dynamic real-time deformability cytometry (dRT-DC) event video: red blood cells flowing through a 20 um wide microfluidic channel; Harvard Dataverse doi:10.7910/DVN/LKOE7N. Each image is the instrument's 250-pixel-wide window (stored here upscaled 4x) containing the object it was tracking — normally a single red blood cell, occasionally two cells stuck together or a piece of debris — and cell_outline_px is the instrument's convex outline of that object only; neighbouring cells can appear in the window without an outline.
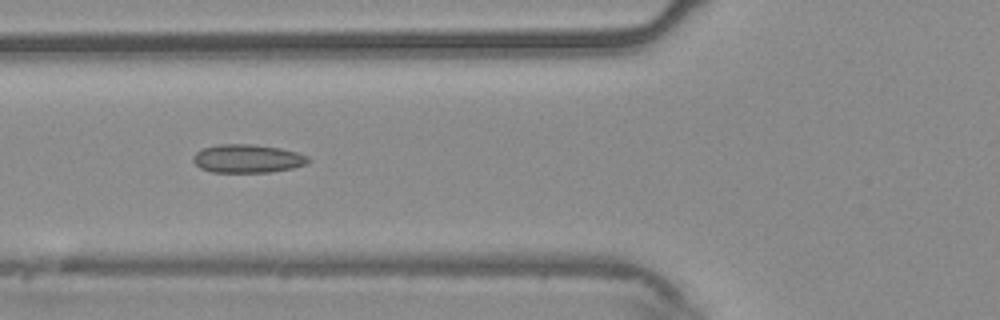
{"species": "common noctule bat (a hibernating species)", "species_latin": "Nyctalus noctula", "temperature_condition": "warm", "stored_images_in_passage": 55, "camera_frame_rate_fps": 3000, "um_per_image_px": 0.085, "animal": {"sex": "male", "body_mass_g": 20.4}, "frame": {"image": 1, "passage_image": 21, "time_ms": 6.667, "image_size_px": [1000, 320], "cell_outline_px": [[312, 160], [308, 164], [292, 168], [272, 172], [212, 172], [200, 168], [192, 160], [192, 156], [196, 152], [204, 148], [220, 144], [252, 144], [280, 148], [296, 152], [308, 156]], "centroid_in_image_um": [21.06, 13.48], "position_along_channel_um": 104.7, "area_um2": 19.13}}
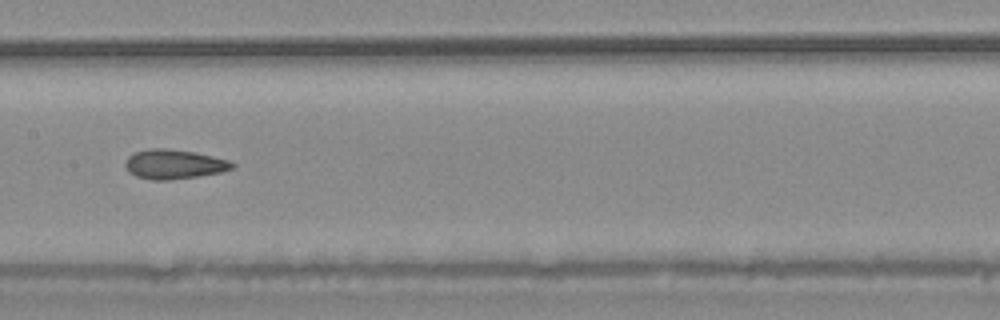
{"frame": {"image": 2, "passage_image": 28, "time_ms": 9.0, "image_size_px": [1000, 320], "cell_outline_px": [[236, 164], [232, 168], [220, 172], [196, 176], [168, 180], [152, 180], [136, 176], [128, 172], [124, 164], [128, 156], [136, 152], [152, 148], [164, 148], [196, 152], [228, 160]], "centroid_in_image_um": [14.76, 13.95], "position_along_channel_um": 192.6, "area_um2": 18.21}}
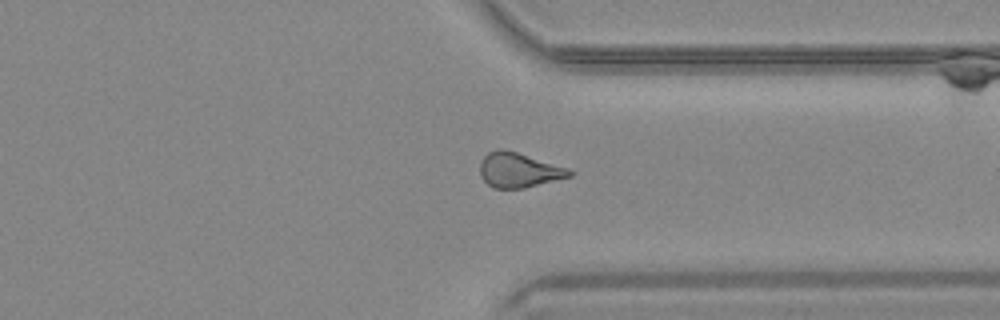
{"frame": {"image": 3, "passage_image": 42, "time_ms": 13.667, "image_size_px": [1000, 320], "cell_outline_px": [[572, 176], [524, 188], [492, 188], [480, 176], [480, 160], [488, 152], [496, 148], [504, 148], [568, 168], [572, 172]], "centroid_in_image_um": [44.05, 14.44], "position_along_channel_um": 367.3, "area_um2": 18.15}, "authors_computed_cell_mechanics": {"area_um2": 18.6116, "velocity_mm_per_s": 3.7451, "shape_relaxation_time_tau1_ms": null, "shape_relaxation_time_tau2_ms": 3.5393, "deformation_change_tau1": null, "deformation_change_tau2": 0.1058}}